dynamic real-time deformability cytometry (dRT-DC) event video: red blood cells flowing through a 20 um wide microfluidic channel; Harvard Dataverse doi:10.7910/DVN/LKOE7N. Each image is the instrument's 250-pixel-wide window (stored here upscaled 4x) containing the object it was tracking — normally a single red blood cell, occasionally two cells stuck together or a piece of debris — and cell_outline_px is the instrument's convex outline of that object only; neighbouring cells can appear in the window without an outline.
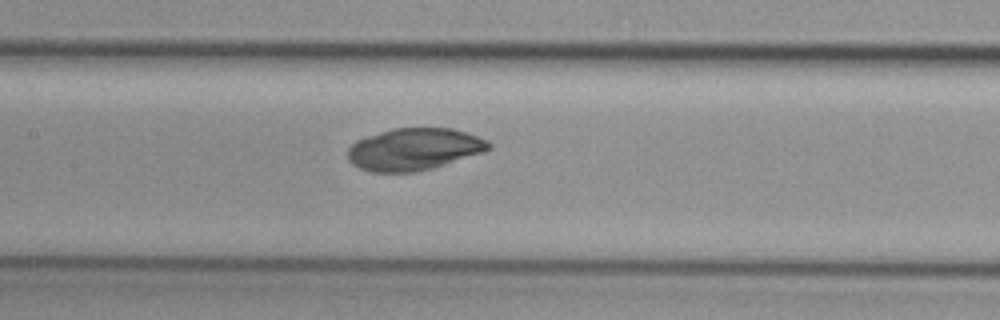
{"species": "common noctule bat (a hibernating species)", "species_latin": "Nyctalus noctula", "temperature_condition": "cold", "stored_images_in_passage": 50, "camera_frame_rate_fps": 3000, "um_per_image_px": 0.085, "animal": {"sex": "female", "body_mass_g": 29.2, "forearm_length_mm": 56.3}, "frame": {"image": 1, "passage_image": 22, "time_ms": 7.0, "image_size_px": [1000, 320], "cell_outline_px": [[492, 148], [484, 152], [432, 168], [416, 172], [368, 172], [352, 164], [348, 160], [348, 148], [356, 140], [392, 128], [452, 128], [488, 140], [492, 144]], "centroid_in_image_um": [35.19, 12.69], "position_along_channel_um": 172.2, "area_um2": 34.56}}